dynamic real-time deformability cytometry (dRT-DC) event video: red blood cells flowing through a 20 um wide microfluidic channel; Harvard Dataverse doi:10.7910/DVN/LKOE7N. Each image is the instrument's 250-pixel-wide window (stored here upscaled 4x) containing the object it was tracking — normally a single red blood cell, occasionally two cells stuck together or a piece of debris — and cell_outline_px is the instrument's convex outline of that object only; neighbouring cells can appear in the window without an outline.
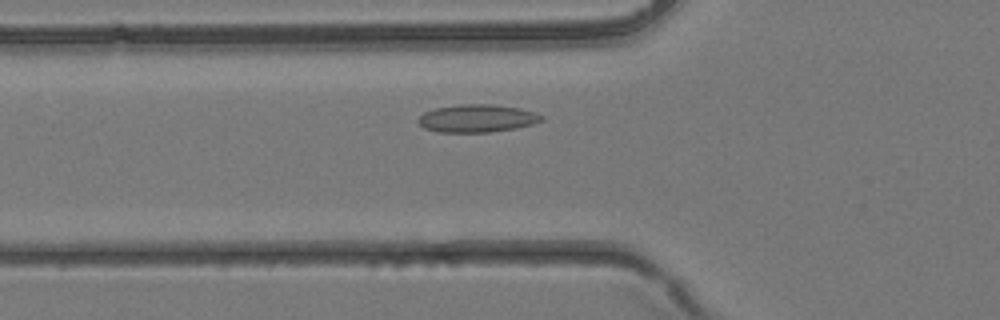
{"species": "common noctule bat (a hibernating species)", "species_latin": "Nyctalus noctula", "temperature_condition": "room temperature", "stored_images_in_passage": 30, "camera_frame_rate_fps": 3000, "um_per_image_px": 0.085, "animal": {"sex": "female", "body_mass_g": 24.6, "forearm_length_mm": 56.2}, "frame": {"image": 1, "passage_image": 7, "time_ms": 2.0, "image_size_px": [1000, 320], "cell_outline_px": [[544, 120], [532, 124], [516, 128], [488, 132], [440, 132], [424, 128], [416, 120], [424, 112], [436, 108], [460, 104], [492, 104], [520, 108], [536, 112], [544, 116]], "centroid_in_image_um": [40.57, 10.05], "position_along_channel_um": 85.2, "area_um2": 20.0}}
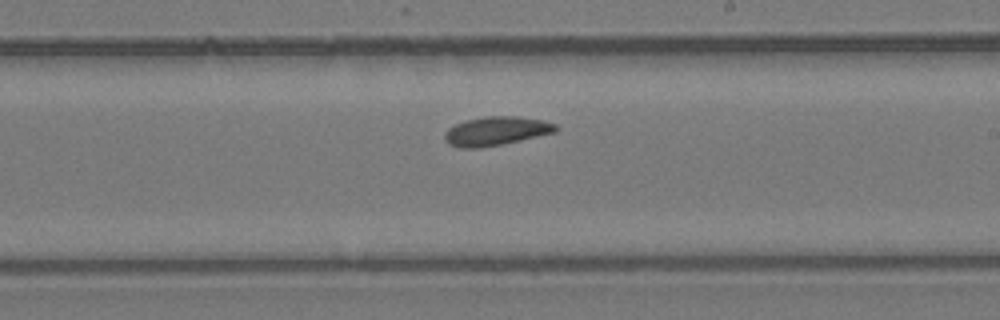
{"frame": {"image": 2, "passage_image": 16, "time_ms": 5.0, "image_size_px": [1000, 320], "cell_outline_px": [[560, 128], [556, 132], [520, 140], [480, 148], [456, 148], [448, 144], [444, 140], [444, 132], [448, 128], [464, 120], [484, 116], [520, 116], [544, 120], [556, 124]], "centroid_in_image_um": [42.15, 11.13], "position_along_channel_um": 246.8, "area_um2": 18.96}}
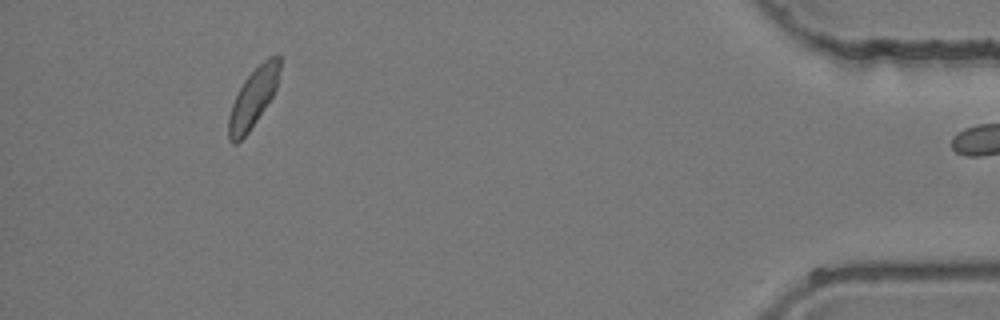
{"frame": {"image": 3, "passage_image": 29, "time_ms": 9.333, "image_size_px": [1000, 320], "cell_outline_px": [[280, 68], [276, 88], [272, 96], [248, 132], [236, 144], [232, 144], [228, 140], [228, 116], [232, 104], [244, 80], [268, 56], [280, 56]], "centroid_in_image_um": [21.49, 8.34], "position_along_channel_um": 413.7, "area_um2": 17.11}}